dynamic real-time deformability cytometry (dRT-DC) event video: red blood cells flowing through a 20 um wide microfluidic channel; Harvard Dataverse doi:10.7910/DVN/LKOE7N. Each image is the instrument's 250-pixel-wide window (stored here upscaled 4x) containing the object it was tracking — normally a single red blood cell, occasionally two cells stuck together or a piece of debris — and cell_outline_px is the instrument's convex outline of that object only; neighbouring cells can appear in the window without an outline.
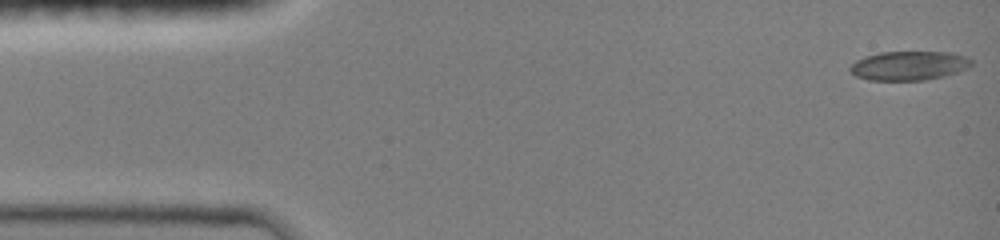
{"species": "common noctule bat (a hibernating species)", "species_latin": "Nyctalus noctula", "temperature_condition": "room temperature", "stored_images_in_passage": 47, "camera_frame_rate_fps": 3000, "um_per_image_px": 0.085, "animal": {"sex": "female", "body_mass_g": 19.0, "forearm_length_mm": 51.5}, "frame": {"image": 1, "passage_image": 1, "time_ms": 0.0, "image_size_px": [1000, 240], "cell_outline_px": [[972, 64], [968, 68], [944, 76], [924, 80], [868, 80], [856, 76], [848, 68], [856, 60], [880, 52], [948, 52], [964, 56], [972, 60]], "centroid_in_image_um": [77.26, 5.58], "position_along_channel_um": 7.7, "area_um2": 20.4}}
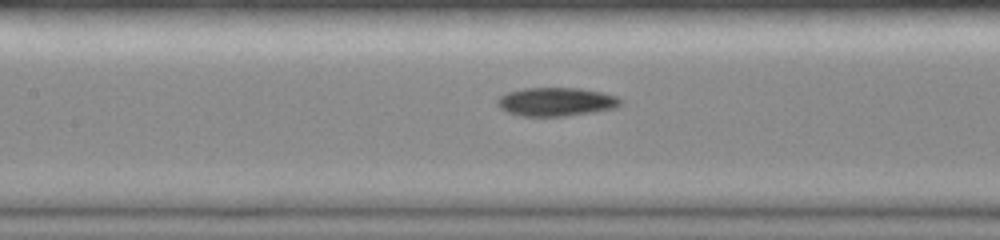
{"frame": {"image": 2, "passage_image": 21, "time_ms": 6.667, "image_size_px": [1000, 240], "cell_outline_px": [[624, 104], [616, 108], [592, 112], [564, 116], [524, 116], [508, 112], [500, 108], [496, 104], [496, 100], [500, 96], [508, 92], [524, 88], [580, 88], [604, 92], [616, 96], [624, 100]], "centroid_in_image_um": [47.32, 8.64], "position_along_channel_um": 160.1, "area_um2": 20.69}}
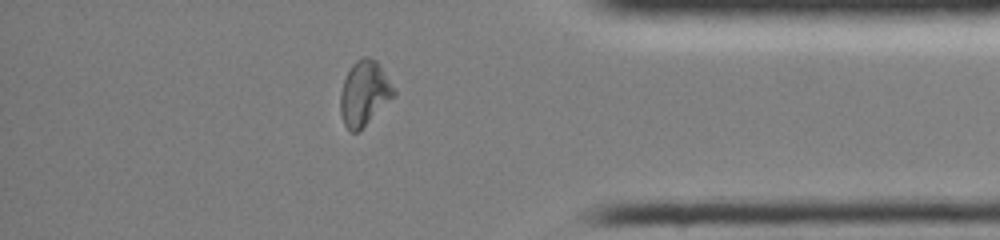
{"frame": {"image": 3, "passage_image": 40, "time_ms": 13.0, "image_size_px": [1000, 240], "cell_outline_px": [[396, 96], [356, 132], [352, 132], [344, 124], [340, 112], [340, 92], [344, 80], [352, 64], [356, 60], [364, 56], [368, 56], [376, 60], [380, 64], [396, 92]], "centroid_in_image_um": [30.97, 7.89], "position_along_channel_um": 404.2, "area_um2": 20.0}, "authors_computed_cell_mechanics": {"area_um2": 20.23, "velocity_mm_per_s": 4.0444, "shape_relaxation_time_tau1_ms": null, "shape_relaxation_time_tau2_ms": 7.3427, "deformation_change_tau1": null, "deformation_change_tau2": 0.1463}}